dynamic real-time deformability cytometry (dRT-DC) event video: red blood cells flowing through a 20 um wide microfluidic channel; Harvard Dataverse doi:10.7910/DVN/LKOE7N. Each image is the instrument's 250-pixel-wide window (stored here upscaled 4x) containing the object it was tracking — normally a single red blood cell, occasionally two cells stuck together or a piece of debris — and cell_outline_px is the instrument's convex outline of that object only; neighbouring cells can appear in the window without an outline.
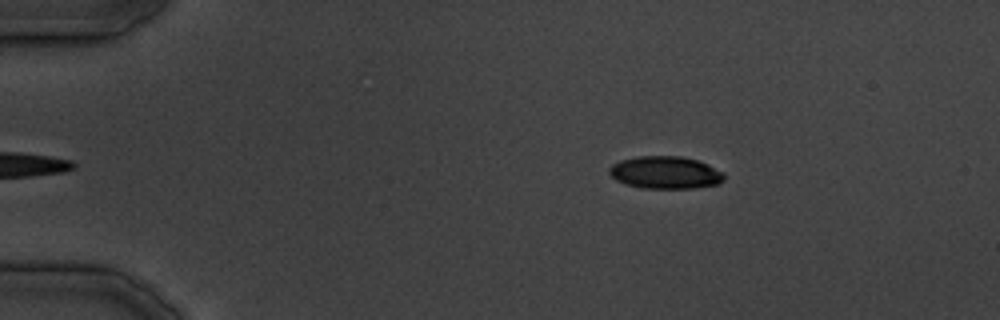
{"species": "common noctule bat (a hibernating species)", "species_latin": "Nyctalus noctula", "temperature_condition": "cold", "stored_images_in_passage": 24, "camera_frame_rate_fps": 3000, "um_per_image_px": 0.085, "animal": {"sex": "male", "body_mass_g": 19.5, "forearm_length_mm": 54.6}, "frame": {"image": 1, "passage_image": 3, "time_ms": 2.333, "image_size_px": [1000, 320], "cell_outline_px": [[724, 180], [716, 184], [692, 188], [644, 188], [628, 184], [616, 180], [608, 172], [608, 168], [612, 164], [620, 160], [636, 156], [680, 156], [696, 160], [708, 164], [724, 172]], "centroid_in_image_um": [56.54, 14.65], "position_along_channel_um": 28.5, "area_um2": 21.68}}
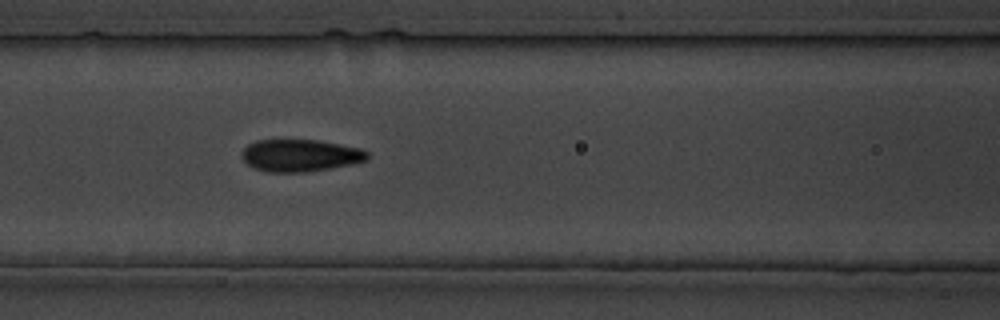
{"frame": {"image": 2, "passage_image": 13, "time_ms": 14.667, "image_size_px": [1000, 320], "cell_outline_px": [[368, 160], [352, 164], [304, 172], [268, 172], [256, 168], [248, 164], [240, 156], [240, 152], [248, 144], [256, 140], [316, 140], [340, 144], [360, 148], [368, 152]], "centroid_in_image_um": [25.5, 13.2], "position_along_channel_um": 141.1, "area_um2": 23.47}}
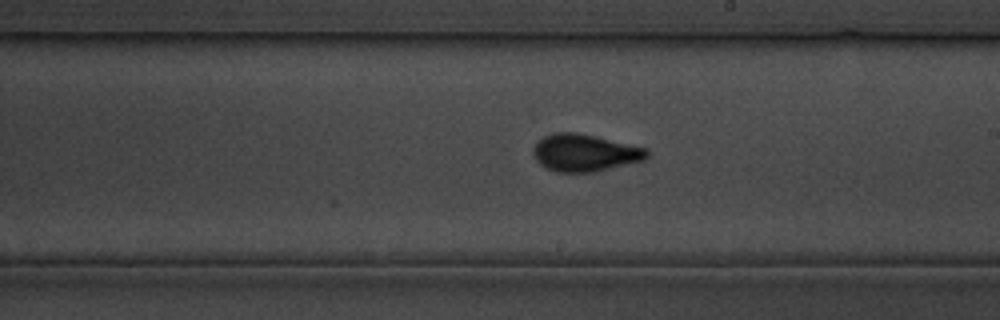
{"frame": {"image": 3, "passage_image": 18, "time_ms": 21.333, "image_size_px": [1000, 320], "cell_outline_px": [[648, 156], [644, 160], [596, 172], [556, 172], [540, 164], [536, 160], [532, 152], [532, 148], [544, 136], [556, 132], [576, 132], [644, 148], [648, 152]], "centroid_in_image_um": [49.66, 13.0], "position_along_channel_um": 239.3, "area_um2": 24.33}}